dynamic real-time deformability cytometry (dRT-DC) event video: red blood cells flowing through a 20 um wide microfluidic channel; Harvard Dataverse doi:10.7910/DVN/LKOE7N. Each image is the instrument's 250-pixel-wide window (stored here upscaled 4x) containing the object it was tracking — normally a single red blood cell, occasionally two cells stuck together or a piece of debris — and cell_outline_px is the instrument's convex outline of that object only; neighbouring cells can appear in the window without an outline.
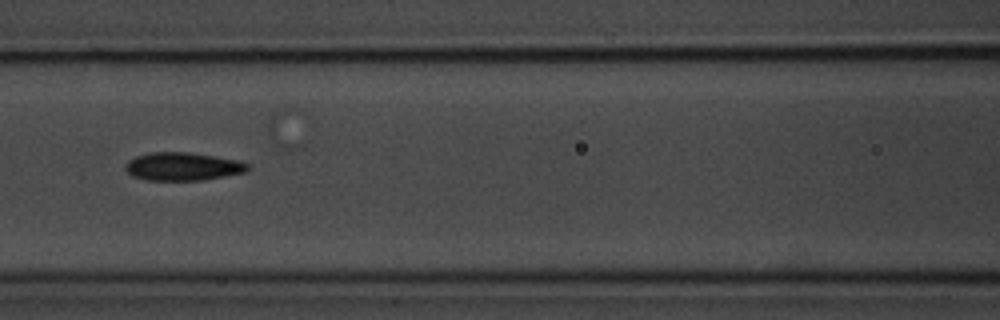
{"species": "common noctule bat (a hibernating species)", "species_latin": "Nyctalus noctula", "temperature_condition": "room temperature", "stored_images_in_passage": 21, "camera_frame_rate_fps": 3000, "um_per_image_px": 0.085, "animal": {"sex": "male", "body_mass_g": 20.1, "forearm_length_mm": 53.5}, "frame": {"image": 1, "passage_image": 10, "time_ms": 3.0, "image_size_px": [1000, 320], "cell_outline_px": [[248, 168], [244, 172], [224, 176], [200, 180], [144, 180], [132, 176], [124, 168], [128, 160], [136, 156], [152, 152], [188, 152], [236, 160], [248, 164]], "centroid_in_image_um": [15.46, 14.15], "position_along_channel_um": 151.1, "area_um2": 19.77}}